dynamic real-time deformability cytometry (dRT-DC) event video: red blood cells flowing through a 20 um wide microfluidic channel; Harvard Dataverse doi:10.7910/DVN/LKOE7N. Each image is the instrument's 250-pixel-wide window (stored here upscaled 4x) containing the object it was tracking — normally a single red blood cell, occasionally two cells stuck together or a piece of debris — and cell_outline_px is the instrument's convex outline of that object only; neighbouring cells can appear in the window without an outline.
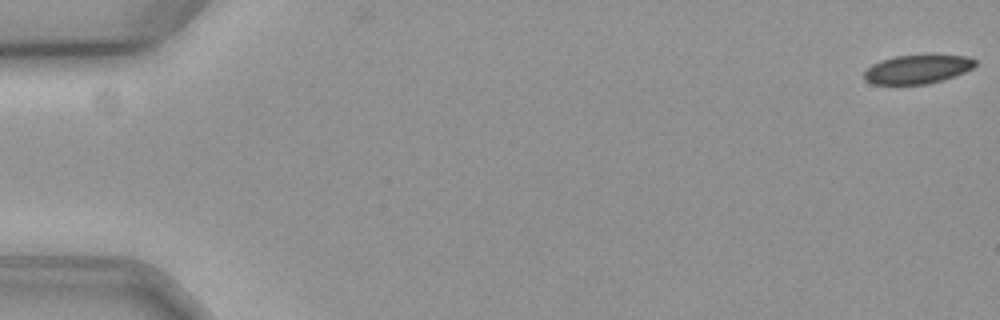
{"species": "common noctule bat (a hibernating species)", "species_latin": "Nyctalus noctula", "temperature_condition": "cold", "stored_images_in_passage": 59, "camera_frame_rate_fps": 3000, "um_per_image_px": 0.085, "animal": {"sex": "female", "body_mass_g": 19.3, "forearm_length_mm": 54.1}, "frame": {"image": 1, "passage_image": 1, "time_ms": 0.0, "image_size_px": [1000, 320], "cell_outline_px": [[976, 64], [972, 68], [964, 72], [944, 80], [928, 84], [872, 84], [864, 80], [864, 72], [872, 64], [896, 56], [964, 56], [976, 60]], "centroid_in_image_um": [77.96, 5.91], "position_along_channel_um": 7.0, "area_um2": 18.26}}
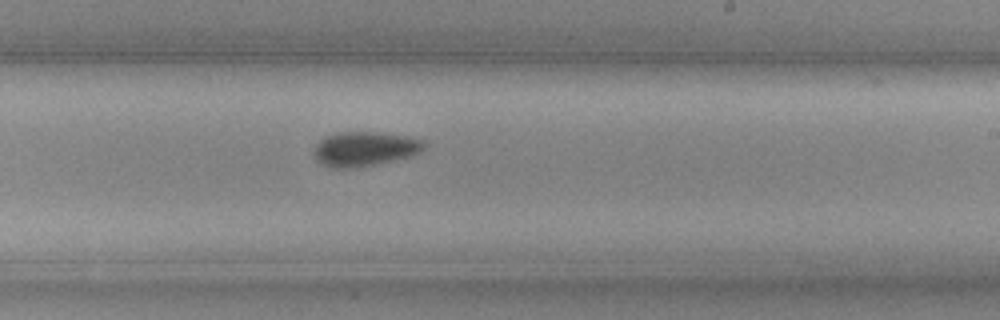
{"frame": {"image": 2, "passage_image": 36, "time_ms": 11.667, "image_size_px": [1000, 320], "cell_outline_px": [[428, 144], [420, 152], [408, 156], [392, 160], [356, 168], [332, 168], [324, 164], [316, 156], [316, 144], [324, 136], [340, 132], [376, 132], [404, 136], [424, 140]], "centroid_in_image_um": [31.03, 12.64], "position_along_channel_um": 258.0, "area_um2": 21.73}}
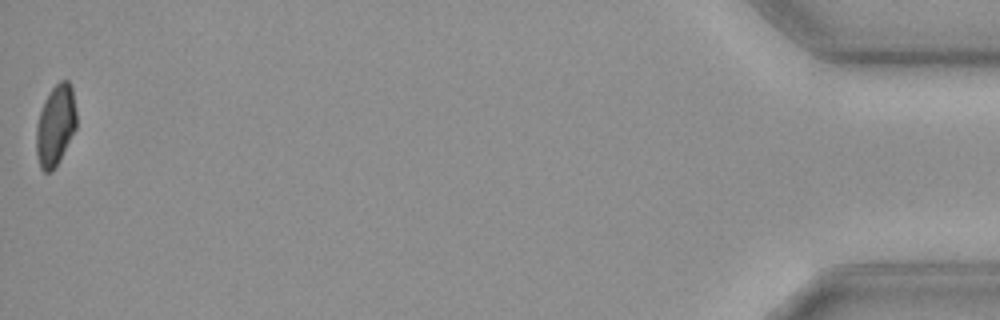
{"frame": {"image": 3, "passage_image": 59, "time_ms": 19.333, "image_size_px": [1000, 320], "cell_outline_px": [[76, 128], [60, 160], [52, 172], [44, 172], [40, 168], [36, 152], [36, 128], [40, 112], [44, 100], [52, 88], [60, 80], [68, 80], [72, 84], [76, 112]], "centroid_in_image_um": [4.72, 10.65], "position_along_channel_um": 430.5, "area_um2": 19.07}, "authors_computed_cell_mechanics": {"area_um2": 20.5768, "velocity_mm_per_s": 3.5574, "shape_relaxation_time_tau1_ms": 9.3989, "shape_relaxation_time_tau2_ms": null, "deformation_change_tau1": 0.104, "deformation_change_tau2": null}}